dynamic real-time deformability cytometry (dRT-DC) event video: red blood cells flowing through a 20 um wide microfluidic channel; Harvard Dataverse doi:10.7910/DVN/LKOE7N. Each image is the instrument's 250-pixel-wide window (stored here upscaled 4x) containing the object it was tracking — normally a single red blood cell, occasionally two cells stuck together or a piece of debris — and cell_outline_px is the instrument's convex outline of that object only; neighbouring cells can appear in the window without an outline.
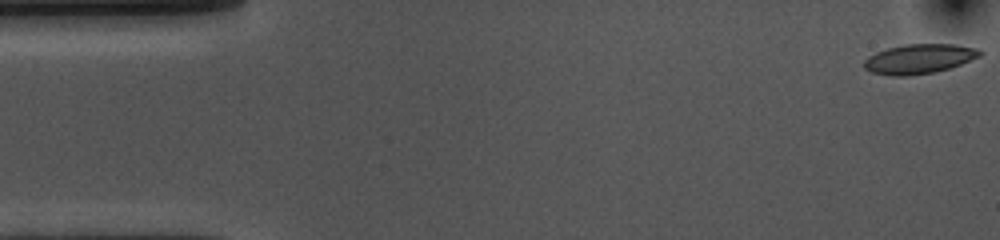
{"species": "common noctule bat (a hibernating species)", "species_latin": "Nyctalus noctula", "temperature_condition": "cold", "stored_images_in_passage": 54, "camera_frame_rate_fps": 3000, "um_per_image_px": 0.085, "animal": {"sex": "female", "body_mass_g": 10.0, "forearm_length_mm": 53.1}, "frame": {"image": 1, "passage_image": 1, "time_ms": 0.0, "image_size_px": [1000, 240], "cell_outline_px": [[984, 52], [980, 56], [960, 64], [936, 72], [908, 76], [892, 76], [872, 72], [864, 68], [864, 60], [868, 56], [876, 52], [888, 48], [904, 44], [952, 44], [980, 48]], "centroid_in_image_um": [78.13, 5.0], "position_along_channel_um": 6.9, "area_um2": 20.06}}
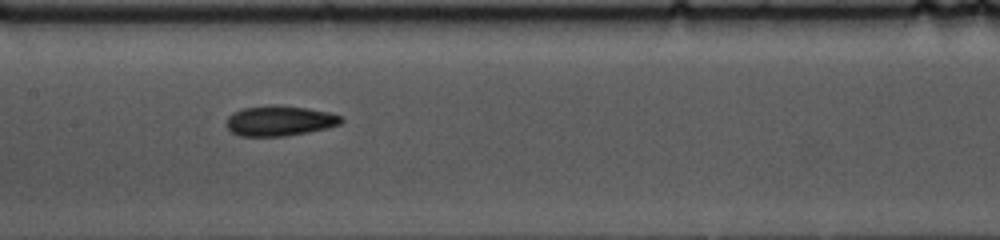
{"frame": {"image": 2, "passage_image": 25, "time_ms": 8.0, "image_size_px": [1000, 240], "cell_outline_px": [[344, 120], [340, 124], [328, 128], [308, 132], [284, 136], [240, 136], [232, 132], [228, 128], [228, 116], [232, 112], [244, 108], [272, 104], [308, 108], [328, 112], [344, 116]], "centroid_in_image_um": [23.81, 10.26], "position_along_channel_um": 183.6, "area_um2": 20.29}}
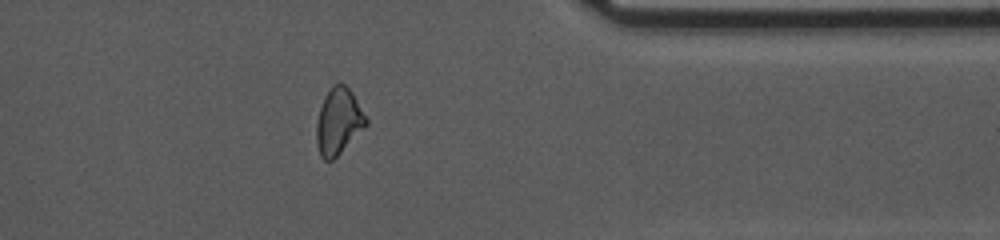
{"frame": {"image": 3, "passage_image": 43, "time_ms": 14.0, "image_size_px": [1000, 240], "cell_outline_px": [[368, 124], [332, 160], [324, 160], [320, 156], [316, 144], [316, 124], [320, 108], [324, 96], [332, 84], [340, 80], [352, 92], [368, 120]], "centroid_in_image_um": [28.75, 10.28], "position_along_channel_um": 382.6, "area_um2": 19.13}, "authors_computed_cell_mechanics": {"area_um2": 20.0277, "velocity_mm_per_s": 3.6081, "shape_relaxation_time_tau1_ms": 4.5743, "shape_relaxation_time_tau2_ms": 3.1052, "deformation_change_tau1": 0.1319, "deformation_change_tau2": 0.0969}}